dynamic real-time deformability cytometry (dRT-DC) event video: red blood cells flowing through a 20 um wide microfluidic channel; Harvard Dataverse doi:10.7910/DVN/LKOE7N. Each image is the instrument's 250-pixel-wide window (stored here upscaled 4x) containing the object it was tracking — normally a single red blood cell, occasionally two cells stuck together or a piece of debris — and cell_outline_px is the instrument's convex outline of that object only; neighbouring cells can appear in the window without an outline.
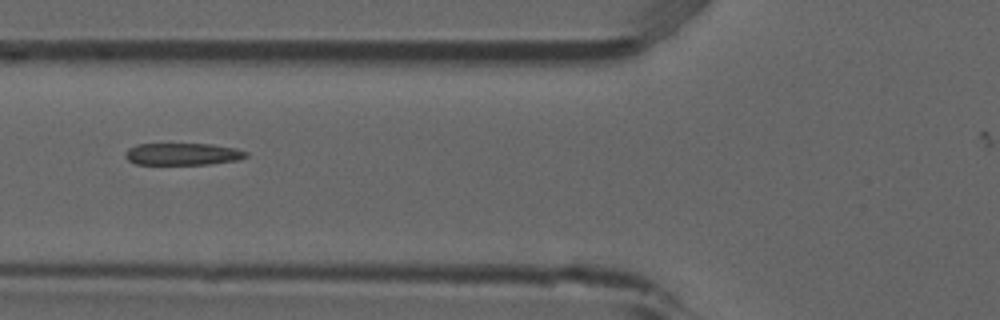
{"species": "common noctule bat (a hibernating species)", "species_latin": "Nyctalus noctula", "temperature_condition": "room temperature", "stored_images_in_passage": 8, "camera_frame_rate_fps": 3000, "um_per_image_px": 0.085, "animal": {"sex": "male", "forearm_length_mm": 52.5}, "frame": {"image": 1, "passage_image": 5, "time_ms": 1.333, "image_size_px": [1000, 320], "cell_outline_px": [[248, 156], [240, 160], [208, 164], [136, 164], [128, 160], [124, 156], [124, 152], [128, 148], [136, 144], [212, 144], [236, 148], [248, 152]], "centroid_in_image_um": [15.54, 13.09], "position_along_channel_um": 110.3, "area_um2": 15.66}}
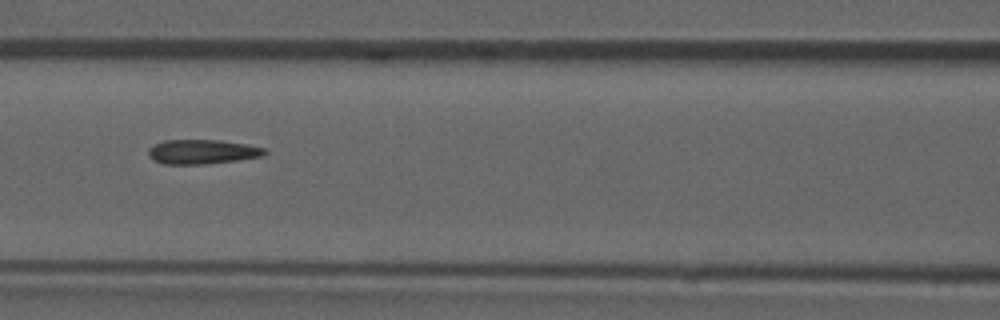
{"frame": {"image": 2, "passage_image": 6, "time_ms": 1.667, "image_size_px": [1000, 320], "cell_outline_px": [[268, 152], [260, 156], [236, 160], [204, 164], [164, 164], [152, 160], [148, 156], [148, 148], [164, 140], [220, 140], [244, 144], [264, 148]], "centroid_in_image_um": [17.13, 12.9], "position_along_channel_um": 149.5, "area_um2": 16.42}}